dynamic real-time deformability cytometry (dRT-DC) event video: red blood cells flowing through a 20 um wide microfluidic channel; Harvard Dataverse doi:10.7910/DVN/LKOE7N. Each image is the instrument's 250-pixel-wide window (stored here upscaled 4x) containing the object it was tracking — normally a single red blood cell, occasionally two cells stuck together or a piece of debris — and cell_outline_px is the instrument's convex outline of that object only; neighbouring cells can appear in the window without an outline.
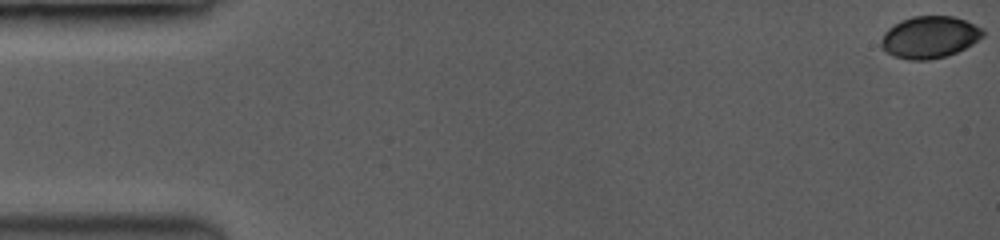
{"species": "common noctule bat (a hibernating species)", "species_latin": "Nyctalus noctula", "temperature_condition": "room temperature", "stored_images_in_passage": 20, "camera_frame_rate_fps": 3500, "um_per_image_px": 0.085, "animal": {"sex": "female", "body_mass_g": 19.0, "forearm_length_mm": 53.3}, "frame": {"image": 1, "passage_image": 1, "time_ms": 0.0, "image_size_px": [1000, 240], "cell_outline_px": [[984, 32], [976, 40], [964, 48], [956, 52], [944, 56], [924, 60], [912, 60], [896, 56], [888, 52], [880, 44], [880, 40], [884, 32], [888, 28], [904, 20], [916, 16], [952, 16], [964, 20], [980, 28]], "centroid_in_image_um": [78.97, 3.15], "position_along_channel_um": 6.0, "area_um2": 24.04}}
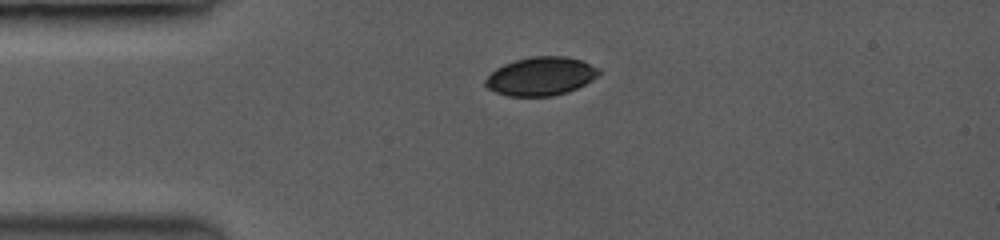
{"frame": {"image": 2, "passage_image": 14, "time_ms": 4.0, "image_size_px": [1000, 240], "cell_outline_px": [[600, 72], [596, 76], [584, 84], [576, 88], [552, 96], [508, 96], [496, 92], [488, 88], [484, 84], [484, 80], [496, 68], [504, 64], [516, 60], [532, 56], [564, 56], [580, 60], [596, 68]], "centroid_in_image_um": [45.91, 6.48], "position_along_channel_um": 39.1, "area_um2": 24.97}}
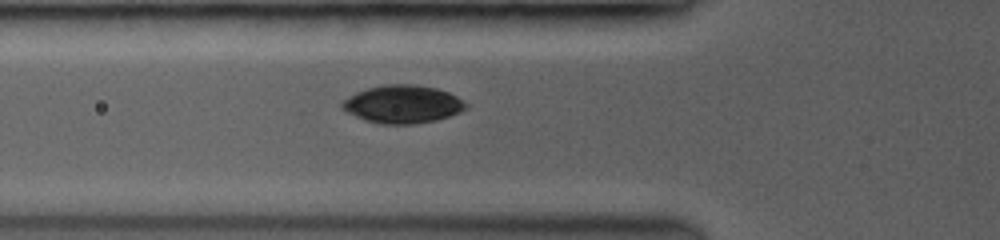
{"frame": {"image": 3, "passage_image": 20, "time_ms": 6.0, "image_size_px": [1000, 240], "cell_outline_px": [[468, 104], [464, 108], [448, 116], [436, 120], [412, 124], [380, 124], [356, 116], [348, 112], [340, 104], [344, 100], [368, 88], [388, 84], [412, 84], [436, 88], [448, 92], [456, 96]], "centroid_in_image_um": [34.25, 8.85], "position_along_channel_um": 91.6, "area_um2": 26.65}}